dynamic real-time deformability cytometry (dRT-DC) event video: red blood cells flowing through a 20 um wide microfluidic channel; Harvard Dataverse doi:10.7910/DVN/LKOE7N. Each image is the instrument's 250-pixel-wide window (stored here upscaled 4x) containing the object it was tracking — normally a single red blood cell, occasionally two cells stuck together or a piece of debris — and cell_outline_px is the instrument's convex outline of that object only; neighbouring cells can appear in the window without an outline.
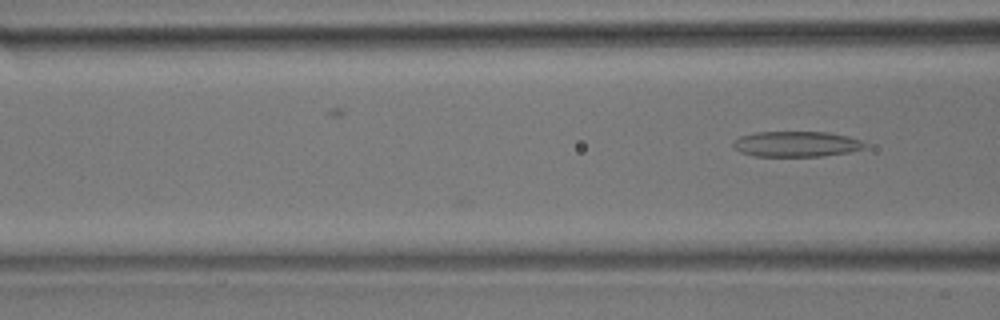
{"species": "common noctule bat (a hibernating species)", "species_latin": "Nyctalus noctula", "temperature_condition": "room temperature", "stored_images_in_passage": 6, "camera_frame_rate_fps": 3000, "um_per_image_px": 0.085, "animal": {"sex": "male", "body_mass_g": 17.9}, "frame": {"image": 1, "passage_image": 6, "time_ms": 1.667, "image_size_px": [1000, 320], "cell_outline_px": [[868, 144], [864, 148], [848, 152], [824, 156], [752, 156], [740, 152], [732, 148], [732, 140], [740, 136], [756, 132], [828, 132], [848, 136], [860, 140]], "centroid_in_image_um": [67.64, 12.24], "position_along_channel_um": 99.0, "area_um2": 19.77}}